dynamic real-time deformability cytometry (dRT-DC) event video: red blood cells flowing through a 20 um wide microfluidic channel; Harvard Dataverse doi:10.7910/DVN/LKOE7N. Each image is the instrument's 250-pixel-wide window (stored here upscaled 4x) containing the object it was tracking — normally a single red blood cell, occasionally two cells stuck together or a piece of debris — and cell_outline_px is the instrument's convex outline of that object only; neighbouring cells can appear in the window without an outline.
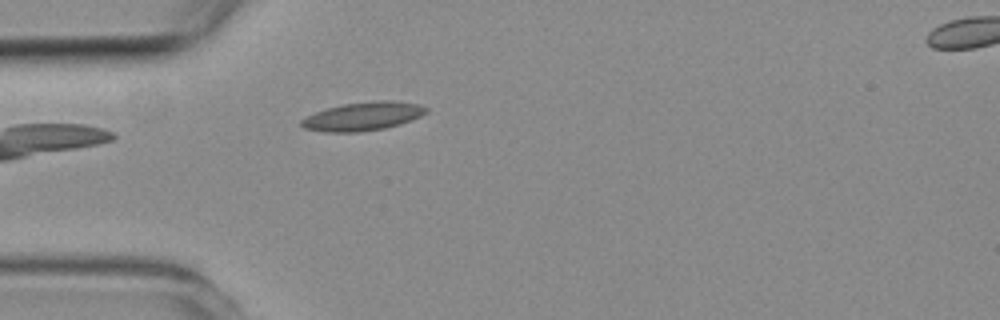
{"species": "common noctule bat (a hibernating species)", "species_latin": "Nyctalus noctula", "temperature_condition": "room temperature", "stored_images_in_passage": 3, "segment_of_instrument_passage": [1, 2], "camera_frame_rate_fps": 3000, "um_per_image_px": 0.085, "animal": {"sex": "female", "body_mass_g": 19.3, "forearm_length_mm": 54.1}, "frame": {"image": 1, "passage_image": 2, "time_ms": 1.333, "image_size_px": [1000, 320], "cell_outline_px": [[428, 112], [412, 120], [400, 124], [384, 128], [356, 132], [324, 132], [304, 128], [300, 124], [300, 120], [316, 112], [328, 108], [344, 104], [380, 100], [392, 100], [420, 104], [428, 108]], "centroid_in_image_um": [30.88, 9.88], "position_along_channel_um": 54.1, "area_um2": 20.63}}